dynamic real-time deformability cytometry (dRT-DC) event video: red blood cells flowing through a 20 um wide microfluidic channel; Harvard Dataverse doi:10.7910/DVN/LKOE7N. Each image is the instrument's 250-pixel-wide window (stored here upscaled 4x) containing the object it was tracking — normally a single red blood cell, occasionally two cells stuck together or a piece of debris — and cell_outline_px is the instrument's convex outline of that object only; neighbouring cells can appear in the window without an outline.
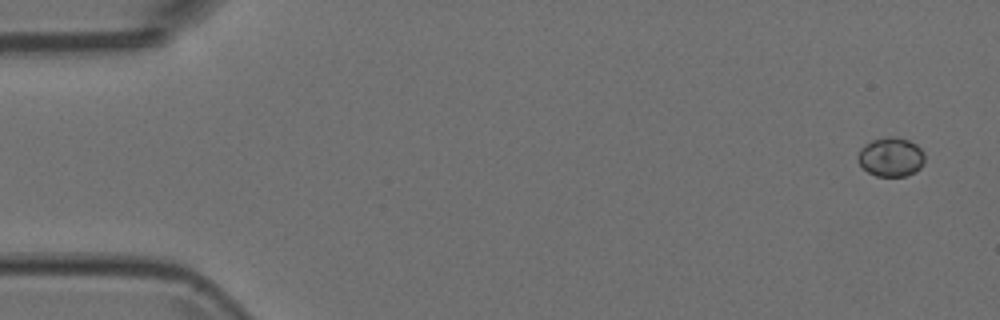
{"species": "Egyptian fruit bat (a non-hibernating species)", "species_latin": "Rousettus aegyptiacus", "temperature_condition": "room temperature", "stored_images_in_passage": 4, "camera_frame_rate_fps": 3000, "um_per_image_px": 0.085, "animal": {"sex": "female"}, "frame": {"image": 1, "passage_image": 1, "time_ms": 0.0, "image_size_px": [1000, 320], "cell_outline_px": [[924, 160], [920, 168], [904, 176], [876, 176], [868, 172], [856, 160], [856, 156], [860, 148], [864, 144], [872, 140], [888, 136], [896, 136], [908, 140], [916, 144], [924, 152]], "centroid_in_image_um": [75.69, 13.32], "position_along_channel_um": 9.3, "area_um2": 15.32}}